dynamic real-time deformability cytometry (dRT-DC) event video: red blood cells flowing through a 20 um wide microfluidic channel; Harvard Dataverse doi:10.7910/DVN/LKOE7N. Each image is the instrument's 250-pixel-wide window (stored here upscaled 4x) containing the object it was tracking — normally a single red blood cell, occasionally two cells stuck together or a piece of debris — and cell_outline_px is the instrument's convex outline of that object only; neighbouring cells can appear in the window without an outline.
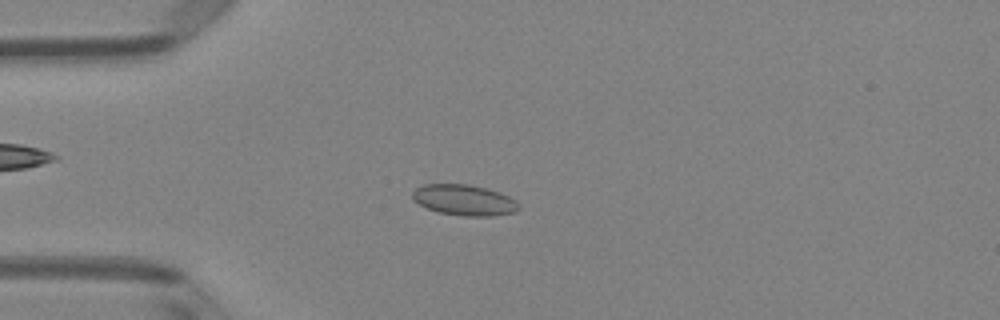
{"species": "Egyptian fruit bat (a non-hibernating species)", "species_latin": "Rousettus aegyptiacus", "temperature_condition": "room temperature", "stored_images_in_passage": 50, "camera_frame_rate_fps": 3000, "um_per_image_px": 0.085, "animal": {"sex": "female"}, "frame": {"image": 1, "passage_image": 13, "time_ms": 4.0, "image_size_px": [1000, 320], "cell_outline_px": [[520, 208], [516, 212], [492, 216], [464, 216], [440, 212], [428, 208], [412, 200], [412, 192], [416, 188], [424, 184], [468, 184], [488, 188], [500, 192], [516, 200], [520, 204]], "centroid_in_image_um": [39.49, 17.0], "position_along_channel_um": 45.5, "area_um2": 19.19}}
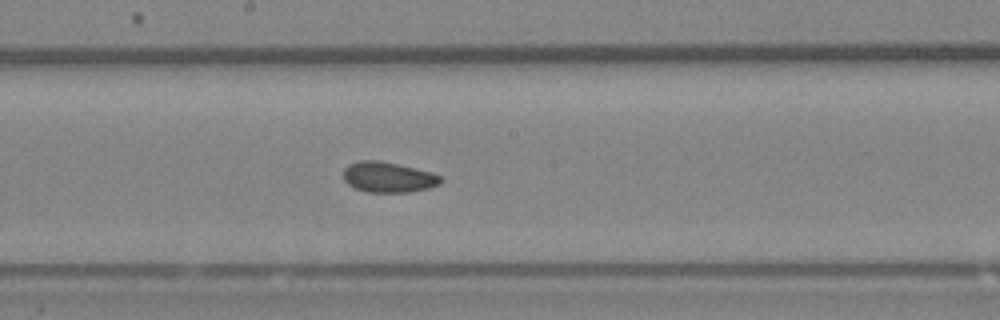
{"frame": {"image": 2, "passage_image": 27, "time_ms": 8.667, "image_size_px": [1000, 320], "cell_outline_px": [[444, 180], [440, 184], [428, 188], [408, 192], [368, 192], [356, 188], [348, 184], [344, 180], [344, 168], [348, 164], [360, 160], [380, 160], [432, 172], [440, 176]], "centroid_in_image_um": [33.01, 15.05], "position_along_channel_um": 215.2, "area_um2": 17.28}}
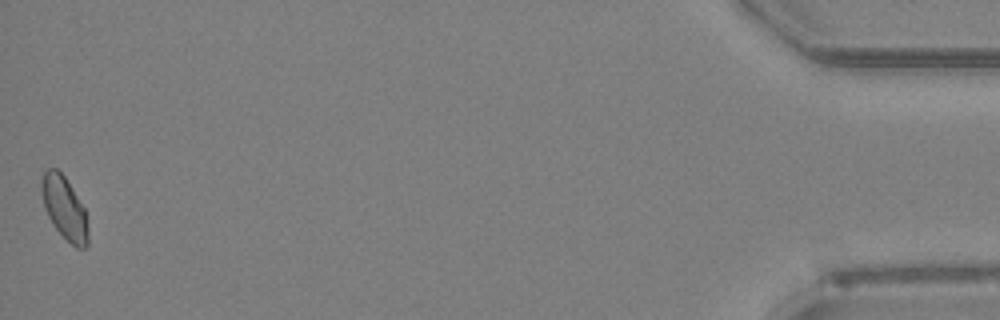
{"frame": {"image": 3, "passage_image": 50, "time_ms": 16.333, "image_size_px": [1000, 320], "cell_outline_px": [[88, 248], [76, 248], [56, 228], [48, 216], [44, 208], [40, 188], [40, 180], [44, 172], [48, 168], [56, 168], [64, 176], [72, 188], [84, 208], [88, 228]], "centroid_in_image_um": [5.46, 17.67], "position_along_channel_um": 429.7, "area_um2": 16.94}, "authors_computed_cell_mechanics": {"area_um2": 17.4845, "velocity_mm_per_s": 4.02, "shape_relaxation_time_tau1_ms": null, "shape_relaxation_time_tau2_ms": 2.4337, "deformation_change_tau1": null, "deformation_change_tau2": 0.04}}